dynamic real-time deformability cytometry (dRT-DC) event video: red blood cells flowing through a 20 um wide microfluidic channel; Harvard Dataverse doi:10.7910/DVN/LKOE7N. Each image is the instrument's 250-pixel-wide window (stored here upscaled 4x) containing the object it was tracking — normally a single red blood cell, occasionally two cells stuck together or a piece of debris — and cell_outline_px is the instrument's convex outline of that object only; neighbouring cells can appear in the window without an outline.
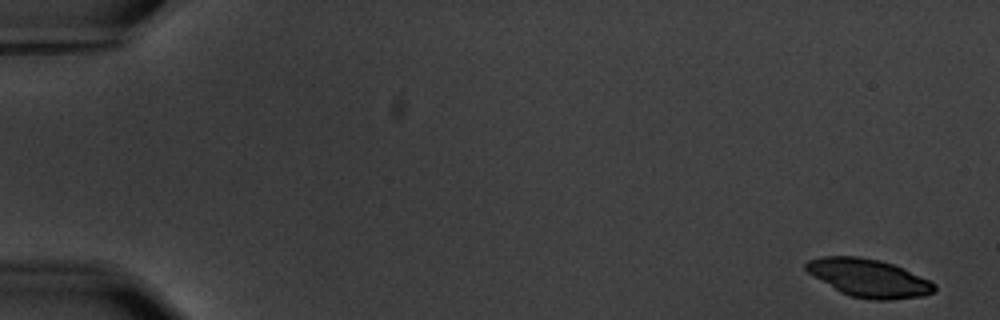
{"species": "common noctule bat (a hibernating species)", "species_latin": "Nyctalus noctula", "temperature_condition": "warm", "stored_images_in_passage": 6, "camera_frame_rate_fps": 3000, "um_per_image_px": 0.085, "animal": {"sex": "male", "body_mass_g": 20.1, "forearm_length_mm": 53.5}, "frame": {"image": 1, "passage_image": 1, "time_ms": 0.0, "image_size_px": [1000, 320], "cell_outline_px": [[936, 292], [924, 296], [888, 300], [872, 300], [852, 296], [840, 292], [808, 272], [804, 268], [804, 264], [808, 260], [820, 256], [860, 256], [880, 260], [904, 268], [936, 284]], "centroid_in_image_um": [73.85, 23.62], "position_along_channel_um": 11.1, "area_um2": 28.44}}